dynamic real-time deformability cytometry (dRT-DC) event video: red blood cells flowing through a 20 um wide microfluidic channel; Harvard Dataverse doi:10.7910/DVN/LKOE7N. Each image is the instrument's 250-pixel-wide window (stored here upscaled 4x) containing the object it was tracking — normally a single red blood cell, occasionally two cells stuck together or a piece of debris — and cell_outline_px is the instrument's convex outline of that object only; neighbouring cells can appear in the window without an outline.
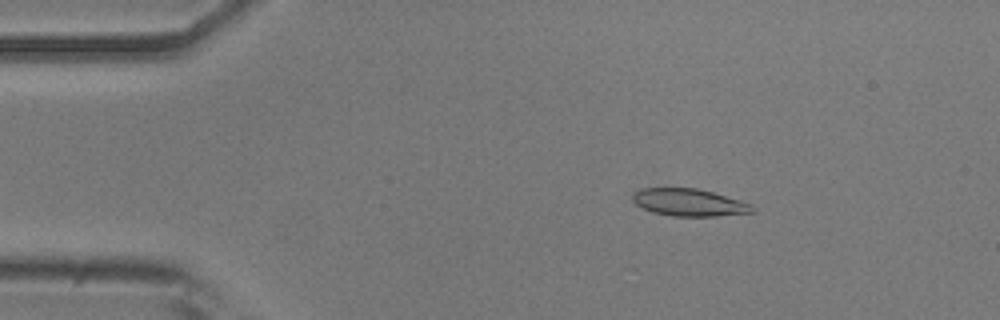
{"species": "common noctule bat (a hibernating species)", "species_latin": "Nyctalus noctula", "temperature_condition": "room temperature", "stored_images_in_passage": 45, "camera_frame_rate_fps": 3000, "um_per_image_px": 0.085, "animal": {"sex": "male", "body_mass_g": 20.5, "forearm_length_mm": 52.5}, "frame": {"image": 1, "passage_image": 1, "time_ms": 0.0, "image_size_px": [1000, 320], "cell_outline_px": [[756, 212], [716, 216], [672, 216], [652, 212], [636, 204], [632, 200], [632, 196], [636, 192], [644, 188], [696, 188], [712, 192], [740, 200], [752, 204], [756, 208]], "centroid_in_image_um": [58.62, 17.22], "position_along_channel_um": 26.4, "area_um2": 19.02}}
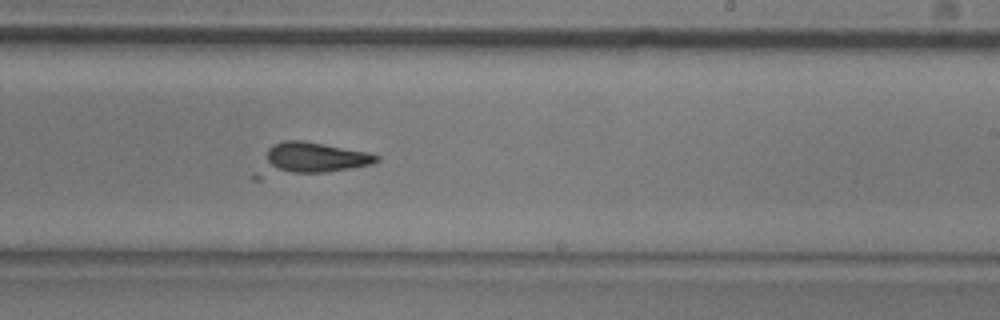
{"frame": {"image": 2, "passage_image": 24, "time_ms": 7.667, "image_size_px": [1000, 320], "cell_outline_px": [[380, 160], [372, 164], [328, 172], [292, 172], [268, 168], [268, 148], [272, 144], [284, 140], [300, 140], [324, 144], [368, 152], [380, 156]], "centroid_in_image_um": [26.83, 13.36], "position_along_channel_um": 262.2, "area_um2": 19.25}}
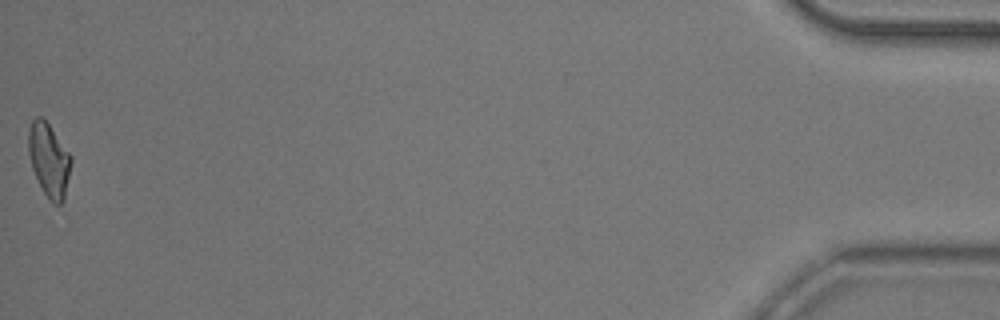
{"frame": {"image": 3, "passage_image": 45, "time_ms": 14.667, "image_size_px": [1000, 320], "cell_outline_px": [[72, 160], [64, 200], [60, 204], [56, 204], [44, 192], [32, 168], [28, 152], [28, 132], [32, 120], [36, 116], [40, 116], [48, 124], [72, 156]], "centroid_in_image_um": [4.16, 13.57], "position_along_channel_um": 431.0, "area_um2": 17.92}}